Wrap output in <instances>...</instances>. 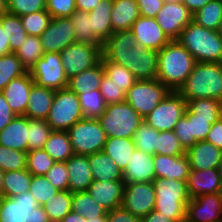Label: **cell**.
Instances as JSON below:
<instances>
[{
	"label": "cell",
	"instance_id": "6da1fadb",
	"mask_svg": "<svg viewBox=\"0 0 222 222\" xmlns=\"http://www.w3.org/2000/svg\"><path fill=\"white\" fill-rule=\"evenodd\" d=\"M102 57L125 66L137 80L157 79L158 51L137 44L131 30L112 33L103 43Z\"/></svg>",
	"mask_w": 222,
	"mask_h": 222
},
{
	"label": "cell",
	"instance_id": "7a4b0ae2",
	"mask_svg": "<svg viewBox=\"0 0 222 222\" xmlns=\"http://www.w3.org/2000/svg\"><path fill=\"white\" fill-rule=\"evenodd\" d=\"M196 61L177 40L158 51L157 79L171 91H178L193 70Z\"/></svg>",
	"mask_w": 222,
	"mask_h": 222
},
{
	"label": "cell",
	"instance_id": "3957f363",
	"mask_svg": "<svg viewBox=\"0 0 222 222\" xmlns=\"http://www.w3.org/2000/svg\"><path fill=\"white\" fill-rule=\"evenodd\" d=\"M177 92L186 102L198 98L222 101V63L196 62Z\"/></svg>",
	"mask_w": 222,
	"mask_h": 222
},
{
	"label": "cell",
	"instance_id": "277c9868",
	"mask_svg": "<svg viewBox=\"0 0 222 222\" xmlns=\"http://www.w3.org/2000/svg\"><path fill=\"white\" fill-rule=\"evenodd\" d=\"M196 62L222 63V37L219 31L204 28L191 21L176 39Z\"/></svg>",
	"mask_w": 222,
	"mask_h": 222
},
{
	"label": "cell",
	"instance_id": "5b68a950",
	"mask_svg": "<svg viewBox=\"0 0 222 222\" xmlns=\"http://www.w3.org/2000/svg\"><path fill=\"white\" fill-rule=\"evenodd\" d=\"M153 184L156 196L154 210L175 222H186L187 204L191 199L187 181L155 178Z\"/></svg>",
	"mask_w": 222,
	"mask_h": 222
},
{
	"label": "cell",
	"instance_id": "8992f818",
	"mask_svg": "<svg viewBox=\"0 0 222 222\" xmlns=\"http://www.w3.org/2000/svg\"><path fill=\"white\" fill-rule=\"evenodd\" d=\"M98 120L107 137L133 139L144 118L127 102H122L106 105Z\"/></svg>",
	"mask_w": 222,
	"mask_h": 222
},
{
	"label": "cell",
	"instance_id": "52a82bcc",
	"mask_svg": "<svg viewBox=\"0 0 222 222\" xmlns=\"http://www.w3.org/2000/svg\"><path fill=\"white\" fill-rule=\"evenodd\" d=\"M0 222H50L31 192L0 198Z\"/></svg>",
	"mask_w": 222,
	"mask_h": 222
},
{
	"label": "cell",
	"instance_id": "ba28073f",
	"mask_svg": "<svg viewBox=\"0 0 222 222\" xmlns=\"http://www.w3.org/2000/svg\"><path fill=\"white\" fill-rule=\"evenodd\" d=\"M83 118L79 98L74 91L68 87L55 91L52 107L46 118L52 131H67Z\"/></svg>",
	"mask_w": 222,
	"mask_h": 222
},
{
	"label": "cell",
	"instance_id": "9c48e42d",
	"mask_svg": "<svg viewBox=\"0 0 222 222\" xmlns=\"http://www.w3.org/2000/svg\"><path fill=\"white\" fill-rule=\"evenodd\" d=\"M67 132L76 155H90L102 151L107 140L106 133L98 119L83 118Z\"/></svg>",
	"mask_w": 222,
	"mask_h": 222
},
{
	"label": "cell",
	"instance_id": "30bf717a",
	"mask_svg": "<svg viewBox=\"0 0 222 222\" xmlns=\"http://www.w3.org/2000/svg\"><path fill=\"white\" fill-rule=\"evenodd\" d=\"M170 92L158 79L137 80L126 92L125 102L145 118Z\"/></svg>",
	"mask_w": 222,
	"mask_h": 222
},
{
	"label": "cell",
	"instance_id": "8fae6325",
	"mask_svg": "<svg viewBox=\"0 0 222 222\" xmlns=\"http://www.w3.org/2000/svg\"><path fill=\"white\" fill-rule=\"evenodd\" d=\"M187 102L177 91H171L144 121L157 131H171L185 115Z\"/></svg>",
	"mask_w": 222,
	"mask_h": 222
},
{
	"label": "cell",
	"instance_id": "7c38bea8",
	"mask_svg": "<svg viewBox=\"0 0 222 222\" xmlns=\"http://www.w3.org/2000/svg\"><path fill=\"white\" fill-rule=\"evenodd\" d=\"M60 57L65 74L69 79L95 66L102 57V48L98 45L75 42L62 50Z\"/></svg>",
	"mask_w": 222,
	"mask_h": 222
},
{
	"label": "cell",
	"instance_id": "4fadbf2b",
	"mask_svg": "<svg viewBox=\"0 0 222 222\" xmlns=\"http://www.w3.org/2000/svg\"><path fill=\"white\" fill-rule=\"evenodd\" d=\"M29 73L37 85L55 91L66 88L68 85V78L62 65L60 53H44Z\"/></svg>",
	"mask_w": 222,
	"mask_h": 222
},
{
	"label": "cell",
	"instance_id": "5bb4252c",
	"mask_svg": "<svg viewBox=\"0 0 222 222\" xmlns=\"http://www.w3.org/2000/svg\"><path fill=\"white\" fill-rule=\"evenodd\" d=\"M153 182H138L124 185L122 207L139 218L155 208Z\"/></svg>",
	"mask_w": 222,
	"mask_h": 222
},
{
	"label": "cell",
	"instance_id": "9a60e30c",
	"mask_svg": "<svg viewBox=\"0 0 222 222\" xmlns=\"http://www.w3.org/2000/svg\"><path fill=\"white\" fill-rule=\"evenodd\" d=\"M218 119L198 117L187 108L185 115L177 122L174 132L183 148L187 150L196 142L206 140L211 124Z\"/></svg>",
	"mask_w": 222,
	"mask_h": 222
},
{
	"label": "cell",
	"instance_id": "2e32d148",
	"mask_svg": "<svg viewBox=\"0 0 222 222\" xmlns=\"http://www.w3.org/2000/svg\"><path fill=\"white\" fill-rule=\"evenodd\" d=\"M39 38L44 53H60L68 45L77 42L69 17L52 18L49 26Z\"/></svg>",
	"mask_w": 222,
	"mask_h": 222
},
{
	"label": "cell",
	"instance_id": "e0dca14e",
	"mask_svg": "<svg viewBox=\"0 0 222 222\" xmlns=\"http://www.w3.org/2000/svg\"><path fill=\"white\" fill-rule=\"evenodd\" d=\"M192 17L193 14L182 2H164L155 19L169 38L176 40Z\"/></svg>",
	"mask_w": 222,
	"mask_h": 222
},
{
	"label": "cell",
	"instance_id": "ac0fdd59",
	"mask_svg": "<svg viewBox=\"0 0 222 222\" xmlns=\"http://www.w3.org/2000/svg\"><path fill=\"white\" fill-rule=\"evenodd\" d=\"M186 222H222L220 193L191 198L187 204Z\"/></svg>",
	"mask_w": 222,
	"mask_h": 222
},
{
	"label": "cell",
	"instance_id": "d6986e66",
	"mask_svg": "<svg viewBox=\"0 0 222 222\" xmlns=\"http://www.w3.org/2000/svg\"><path fill=\"white\" fill-rule=\"evenodd\" d=\"M131 31L137 44L146 49L160 51L171 41L155 18L140 16L133 23Z\"/></svg>",
	"mask_w": 222,
	"mask_h": 222
},
{
	"label": "cell",
	"instance_id": "ffe728a7",
	"mask_svg": "<svg viewBox=\"0 0 222 222\" xmlns=\"http://www.w3.org/2000/svg\"><path fill=\"white\" fill-rule=\"evenodd\" d=\"M29 71L25 74L12 79L1 91L6 98L11 110L16 115H24L27 110L29 93L34 84Z\"/></svg>",
	"mask_w": 222,
	"mask_h": 222
},
{
	"label": "cell",
	"instance_id": "44dd1931",
	"mask_svg": "<svg viewBox=\"0 0 222 222\" xmlns=\"http://www.w3.org/2000/svg\"><path fill=\"white\" fill-rule=\"evenodd\" d=\"M155 178L153 155L136 149L123 171L124 184L153 182Z\"/></svg>",
	"mask_w": 222,
	"mask_h": 222
},
{
	"label": "cell",
	"instance_id": "7402d4cb",
	"mask_svg": "<svg viewBox=\"0 0 222 222\" xmlns=\"http://www.w3.org/2000/svg\"><path fill=\"white\" fill-rule=\"evenodd\" d=\"M221 188L222 180L217 169H190L187 179V190L190 198L220 193Z\"/></svg>",
	"mask_w": 222,
	"mask_h": 222
},
{
	"label": "cell",
	"instance_id": "603a6c76",
	"mask_svg": "<svg viewBox=\"0 0 222 222\" xmlns=\"http://www.w3.org/2000/svg\"><path fill=\"white\" fill-rule=\"evenodd\" d=\"M153 161L156 178L187 181L190 165L186 154L178 156L155 154Z\"/></svg>",
	"mask_w": 222,
	"mask_h": 222
},
{
	"label": "cell",
	"instance_id": "cb8c5ba5",
	"mask_svg": "<svg viewBox=\"0 0 222 222\" xmlns=\"http://www.w3.org/2000/svg\"><path fill=\"white\" fill-rule=\"evenodd\" d=\"M124 185V181L93 180L87 191L98 204L109 211L122 206Z\"/></svg>",
	"mask_w": 222,
	"mask_h": 222
},
{
	"label": "cell",
	"instance_id": "d4e9b609",
	"mask_svg": "<svg viewBox=\"0 0 222 222\" xmlns=\"http://www.w3.org/2000/svg\"><path fill=\"white\" fill-rule=\"evenodd\" d=\"M190 169H217L222 159V151L206 140L196 142L186 150Z\"/></svg>",
	"mask_w": 222,
	"mask_h": 222
},
{
	"label": "cell",
	"instance_id": "484cf974",
	"mask_svg": "<svg viewBox=\"0 0 222 222\" xmlns=\"http://www.w3.org/2000/svg\"><path fill=\"white\" fill-rule=\"evenodd\" d=\"M66 166L69 172V191H87L93 182L88 155H72L67 161Z\"/></svg>",
	"mask_w": 222,
	"mask_h": 222
},
{
	"label": "cell",
	"instance_id": "4316f807",
	"mask_svg": "<svg viewBox=\"0 0 222 222\" xmlns=\"http://www.w3.org/2000/svg\"><path fill=\"white\" fill-rule=\"evenodd\" d=\"M28 131V117L16 115L15 118L0 131V145L22 152H28Z\"/></svg>",
	"mask_w": 222,
	"mask_h": 222
},
{
	"label": "cell",
	"instance_id": "83f0119b",
	"mask_svg": "<svg viewBox=\"0 0 222 222\" xmlns=\"http://www.w3.org/2000/svg\"><path fill=\"white\" fill-rule=\"evenodd\" d=\"M54 96L55 90L34 83L29 93L27 110L24 116L30 119L46 120L52 107Z\"/></svg>",
	"mask_w": 222,
	"mask_h": 222
},
{
	"label": "cell",
	"instance_id": "f1b7e54d",
	"mask_svg": "<svg viewBox=\"0 0 222 222\" xmlns=\"http://www.w3.org/2000/svg\"><path fill=\"white\" fill-rule=\"evenodd\" d=\"M140 17L136 0H113L111 24L113 33L131 30L133 23Z\"/></svg>",
	"mask_w": 222,
	"mask_h": 222
},
{
	"label": "cell",
	"instance_id": "f546056e",
	"mask_svg": "<svg viewBox=\"0 0 222 222\" xmlns=\"http://www.w3.org/2000/svg\"><path fill=\"white\" fill-rule=\"evenodd\" d=\"M113 0H100L98 5L89 12L91 31L104 43L113 33L111 24Z\"/></svg>",
	"mask_w": 222,
	"mask_h": 222
},
{
	"label": "cell",
	"instance_id": "4dcf8cb0",
	"mask_svg": "<svg viewBox=\"0 0 222 222\" xmlns=\"http://www.w3.org/2000/svg\"><path fill=\"white\" fill-rule=\"evenodd\" d=\"M93 180L123 181V171L103 151L88 155Z\"/></svg>",
	"mask_w": 222,
	"mask_h": 222
},
{
	"label": "cell",
	"instance_id": "1f68e13d",
	"mask_svg": "<svg viewBox=\"0 0 222 222\" xmlns=\"http://www.w3.org/2000/svg\"><path fill=\"white\" fill-rule=\"evenodd\" d=\"M104 74V67L100 60L95 66L69 78L67 87L77 95L89 92L92 89H100Z\"/></svg>",
	"mask_w": 222,
	"mask_h": 222
},
{
	"label": "cell",
	"instance_id": "d6a6232c",
	"mask_svg": "<svg viewBox=\"0 0 222 222\" xmlns=\"http://www.w3.org/2000/svg\"><path fill=\"white\" fill-rule=\"evenodd\" d=\"M135 150L136 146L133 139L119 137H107L102 149L112 158L121 171H124Z\"/></svg>",
	"mask_w": 222,
	"mask_h": 222
},
{
	"label": "cell",
	"instance_id": "836d02e7",
	"mask_svg": "<svg viewBox=\"0 0 222 222\" xmlns=\"http://www.w3.org/2000/svg\"><path fill=\"white\" fill-rule=\"evenodd\" d=\"M43 149L56 161L66 162L74 155L67 131H52Z\"/></svg>",
	"mask_w": 222,
	"mask_h": 222
},
{
	"label": "cell",
	"instance_id": "e575fe53",
	"mask_svg": "<svg viewBox=\"0 0 222 222\" xmlns=\"http://www.w3.org/2000/svg\"><path fill=\"white\" fill-rule=\"evenodd\" d=\"M32 176L27 169L5 172L3 179V196L14 197L28 192Z\"/></svg>",
	"mask_w": 222,
	"mask_h": 222
},
{
	"label": "cell",
	"instance_id": "d590c367",
	"mask_svg": "<svg viewBox=\"0 0 222 222\" xmlns=\"http://www.w3.org/2000/svg\"><path fill=\"white\" fill-rule=\"evenodd\" d=\"M2 28L9 40L10 52H15L25 41L28 34L22 25L20 16L5 12L0 16Z\"/></svg>",
	"mask_w": 222,
	"mask_h": 222
},
{
	"label": "cell",
	"instance_id": "8d00e7d4",
	"mask_svg": "<svg viewBox=\"0 0 222 222\" xmlns=\"http://www.w3.org/2000/svg\"><path fill=\"white\" fill-rule=\"evenodd\" d=\"M73 212L84 216L86 219L107 215V210L93 199L88 191L72 193Z\"/></svg>",
	"mask_w": 222,
	"mask_h": 222
},
{
	"label": "cell",
	"instance_id": "74e56055",
	"mask_svg": "<svg viewBox=\"0 0 222 222\" xmlns=\"http://www.w3.org/2000/svg\"><path fill=\"white\" fill-rule=\"evenodd\" d=\"M192 21L204 28L219 31L222 21V0H211L195 12Z\"/></svg>",
	"mask_w": 222,
	"mask_h": 222
},
{
	"label": "cell",
	"instance_id": "f35d334b",
	"mask_svg": "<svg viewBox=\"0 0 222 222\" xmlns=\"http://www.w3.org/2000/svg\"><path fill=\"white\" fill-rule=\"evenodd\" d=\"M42 207L50 222H60L72 209V192L58 191Z\"/></svg>",
	"mask_w": 222,
	"mask_h": 222
},
{
	"label": "cell",
	"instance_id": "ab89813d",
	"mask_svg": "<svg viewBox=\"0 0 222 222\" xmlns=\"http://www.w3.org/2000/svg\"><path fill=\"white\" fill-rule=\"evenodd\" d=\"M69 18L77 42L98 45L103 48V43L91 31L89 12L76 10Z\"/></svg>",
	"mask_w": 222,
	"mask_h": 222
},
{
	"label": "cell",
	"instance_id": "60d3db41",
	"mask_svg": "<svg viewBox=\"0 0 222 222\" xmlns=\"http://www.w3.org/2000/svg\"><path fill=\"white\" fill-rule=\"evenodd\" d=\"M23 67L30 71L35 63L44 55L39 36L28 35L24 43L14 52Z\"/></svg>",
	"mask_w": 222,
	"mask_h": 222
},
{
	"label": "cell",
	"instance_id": "b9f144b4",
	"mask_svg": "<svg viewBox=\"0 0 222 222\" xmlns=\"http://www.w3.org/2000/svg\"><path fill=\"white\" fill-rule=\"evenodd\" d=\"M78 98L84 118L98 119L106 109V103L99 89L79 93Z\"/></svg>",
	"mask_w": 222,
	"mask_h": 222
},
{
	"label": "cell",
	"instance_id": "7bdbcfd3",
	"mask_svg": "<svg viewBox=\"0 0 222 222\" xmlns=\"http://www.w3.org/2000/svg\"><path fill=\"white\" fill-rule=\"evenodd\" d=\"M27 70L15 53H7L0 57V92L14 78L25 74Z\"/></svg>",
	"mask_w": 222,
	"mask_h": 222
},
{
	"label": "cell",
	"instance_id": "ee69618b",
	"mask_svg": "<svg viewBox=\"0 0 222 222\" xmlns=\"http://www.w3.org/2000/svg\"><path fill=\"white\" fill-rule=\"evenodd\" d=\"M100 60L104 67L105 75L113 80V83L118 87H121L125 92H127L137 81L134 74L125 66L105 60L103 57H101Z\"/></svg>",
	"mask_w": 222,
	"mask_h": 222
},
{
	"label": "cell",
	"instance_id": "f6af8a7d",
	"mask_svg": "<svg viewBox=\"0 0 222 222\" xmlns=\"http://www.w3.org/2000/svg\"><path fill=\"white\" fill-rule=\"evenodd\" d=\"M158 134L159 131L143 121L134 133L133 141L136 149L147 154H157Z\"/></svg>",
	"mask_w": 222,
	"mask_h": 222
},
{
	"label": "cell",
	"instance_id": "bcb514c9",
	"mask_svg": "<svg viewBox=\"0 0 222 222\" xmlns=\"http://www.w3.org/2000/svg\"><path fill=\"white\" fill-rule=\"evenodd\" d=\"M28 151L43 149L44 144L48 140L51 127L46 120L28 118Z\"/></svg>",
	"mask_w": 222,
	"mask_h": 222
},
{
	"label": "cell",
	"instance_id": "7dc6e473",
	"mask_svg": "<svg viewBox=\"0 0 222 222\" xmlns=\"http://www.w3.org/2000/svg\"><path fill=\"white\" fill-rule=\"evenodd\" d=\"M187 108L198 117H222V101L211 98H198L187 101Z\"/></svg>",
	"mask_w": 222,
	"mask_h": 222
},
{
	"label": "cell",
	"instance_id": "c3c4849f",
	"mask_svg": "<svg viewBox=\"0 0 222 222\" xmlns=\"http://www.w3.org/2000/svg\"><path fill=\"white\" fill-rule=\"evenodd\" d=\"M56 161L44 150L27 152L26 169L36 176H44Z\"/></svg>",
	"mask_w": 222,
	"mask_h": 222
},
{
	"label": "cell",
	"instance_id": "681fc988",
	"mask_svg": "<svg viewBox=\"0 0 222 222\" xmlns=\"http://www.w3.org/2000/svg\"><path fill=\"white\" fill-rule=\"evenodd\" d=\"M20 19L28 35L41 36L49 26L52 16L44 9L20 16Z\"/></svg>",
	"mask_w": 222,
	"mask_h": 222
},
{
	"label": "cell",
	"instance_id": "f907efd6",
	"mask_svg": "<svg viewBox=\"0 0 222 222\" xmlns=\"http://www.w3.org/2000/svg\"><path fill=\"white\" fill-rule=\"evenodd\" d=\"M27 152L0 145V169L4 172L26 169Z\"/></svg>",
	"mask_w": 222,
	"mask_h": 222
},
{
	"label": "cell",
	"instance_id": "816d5d0a",
	"mask_svg": "<svg viewBox=\"0 0 222 222\" xmlns=\"http://www.w3.org/2000/svg\"><path fill=\"white\" fill-rule=\"evenodd\" d=\"M157 154L178 156L186 154L174 130L160 131L158 134Z\"/></svg>",
	"mask_w": 222,
	"mask_h": 222
},
{
	"label": "cell",
	"instance_id": "f5cc1de1",
	"mask_svg": "<svg viewBox=\"0 0 222 222\" xmlns=\"http://www.w3.org/2000/svg\"><path fill=\"white\" fill-rule=\"evenodd\" d=\"M29 191L38 204L43 206L47 200L58 193L59 190L56 189L45 176L33 175Z\"/></svg>",
	"mask_w": 222,
	"mask_h": 222
},
{
	"label": "cell",
	"instance_id": "db71d44e",
	"mask_svg": "<svg viewBox=\"0 0 222 222\" xmlns=\"http://www.w3.org/2000/svg\"><path fill=\"white\" fill-rule=\"evenodd\" d=\"M8 13L24 16L46 9V0H6Z\"/></svg>",
	"mask_w": 222,
	"mask_h": 222
},
{
	"label": "cell",
	"instance_id": "11a10c76",
	"mask_svg": "<svg viewBox=\"0 0 222 222\" xmlns=\"http://www.w3.org/2000/svg\"><path fill=\"white\" fill-rule=\"evenodd\" d=\"M44 176L59 191L69 190V172L66 162H55Z\"/></svg>",
	"mask_w": 222,
	"mask_h": 222
},
{
	"label": "cell",
	"instance_id": "9f6ffc18",
	"mask_svg": "<svg viewBox=\"0 0 222 222\" xmlns=\"http://www.w3.org/2000/svg\"><path fill=\"white\" fill-rule=\"evenodd\" d=\"M100 93L106 105L125 102L126 92L104 74L100 84Z\"/></svg>",
	"mask_w": 222,
	"mask_h": 222
},
{
	"label": "cell",
	"instance_id": "6f0895ef",
	"mask_svg": "<svg viewBox=\"0 0 222 222\" xmlns=\"http://www.w3.org/2000/svg\"><path fill=\"white\" fill-rule=\"evenodd\" d=\"M76 0H46V10L55 17H70L75 11Z\"/></svg>",
	"mask_w": 222,
	"mask_h": 222
},
{
	"label": "cell",
	"instance_id": "680465c9",
	"mask_svg": "<svg viewBox=\"0 0 222 222\" xmlns=\"http://www.w3.org/2000/svg\"><path fill=\"white\" fill-rule=\"evenodd\" d=\"M140 16L155 18L161 10L164 0H136Z\"/></svg>",
	"mask_w": 222,
	"mask_h": 222
},
{
	"label": "cell",
	"instance_id": "91938a15",
	"mask_svg": "<svg viewBox=\"0 0 222 222\" xmlns=\"http://www.w3.org/2000/svg\"><path fill=\"white\" fill-rule=\"evenodd\" d=\"M107 222H140L138 216L124 209L122 206L107 211Z\"/></svg>",
	"mask_w": 222,
	"mask_h": 222
},
{
	"label": "cell",
	"instance_id": "94428289",
	"mask_svg": "<svg viewBox=\"0 0 222 222\" xmlns=\"http://www.w3.org/2000/svg\"><path fill=\"white\" fill-rule=\"evenodd\" d=\"M16 114L6 101V98L0 92V131L3 130L14 118Z\"/></svg>",
	"mask_w": 222,
	"mask_h": 222
},
{
	"label": "cell",
	"instance_id": "6125c7cd",
	"mask_svg": "<svg viewBox=\"0 0 222 222\" xmlns=\"http://www.w3.org/2000/svg\"><path fill=\"white\" fill-rule=\"evenodd\" d=\"M206 141L215 145L222 151V117H220L215 123L211 124Z\"/></svg>",
	"mask_w": 222,
	"mask_h": 222
},
{
	"label": "cell",
	"instance_id": "be15d7a7",
	"mask_svg": "<svg viewBox=\"0 0 222 222\" xmlns=\"http://www.w3.org/2000/svg\"><path fill=\"white\" fill-rule=\"evenodd\" d=\"M140 222H175V221L165 216L164 213H160L153 209L146 216L141 217Z\"/></svg>",
	"mask_w": 222,
	"mask_h": 222
},
{
	"label": "cell",
	"instance_id": "e7e4bbea",
	"mask_svg": "<svg viewBox=\"0 0 222 222\" xmlns=\"http://www.w3.org/2000/svg\"><path fill=\"white\" fill-rule=\"evenodd\" d=\"M100 0H76V10L90 12L99 3Z\"/></svg>",
	"mask_w": 222,
	"mask_h": 222
},
{
	"label": "cell",
	"instance_id": "03108f58",
	"mask_svg": "<svg viewBox=\"0 0 222 222\" xmlns=\"http://www.w3.org/2000/svg\"><path fill=\"white\" fill-rule=\"evenodd\" d=\"M211 0H182V3L194 14Z\"/></svg>",
	"mask_w": 222,
	"mask_h": 222
},
{
	"label": "cell",
	"instance_id": "003e7915",
	"mask_svg": "<svg viewBox=\"0 0 222 222\" xmlns=\"http://www.w3.org/2000/svg\"><path fill=\"white\" fill-rule=\"evenodd\" d=\"M0 52L4 55L10 52V47H9V40L7 38L6 33L4 32L2 28V24L0 21Z\"/></svg>",
	"mask_w": 222,
	"mask_h": 222
},
{
	"label": "cell",
	"instance_id": "a7ac6f4b",
	"mask_svg": "<svg viewBox=\"0 0 222 222\" xmlns=\"http://www.w3.org/2000/svg\"><path fill=\"white\" fill-rule=\"evenodd\" d=\"M60 222H86V218L71 210Z\"/></svg>",
	"mask_w": 222,
	"mask_h": 222
},
{
	"label": "cell",
	"instance_id": "89a4df30",
	"mask_svg": "<svg viewBox=\"0 0 222 222\" xmlns=\"http://www.w3.org/2000/svg\"><path fill=\"white\" fill-rule=\"evenodd\" d=\"M86 222H107L106 215L86 219Z\"/></svg>",
	"mask_w": 222,
	"mask_h": 222
},
{
	"label": "cell",
	"instance_id": "2644e50d",
	"mask_svg": "<svg viewBox=\"0 0 222 222\" xmlns=\"http://www.w3.org/2000/svg\"><path fill=\"white\" fill-rule=\"evenodd\" d=\"M5 172L0 169V198L3 197V179Z\"/></svg>",
	"mask_w": 222,
	"mask_h": 222
},
{
	"label": "cell",
	"instance_id": "8c879c8a",
	"mask_svg": "<svg viewBox=\"0 0 222 222\" xmlns=\"http://www.w3.org/2000/svg\"><path fill=\"white\" fill-rule=\"evenodd\" d=\"M7 12L6 0H0V16Z\"/></svg>",
	"mask_w": 222,
	"mask_h": 222
},
{
	"label": "cell",
	"instance_id": "753ad0ef",
	"mask_svg": "<svg viewBox=\"0 0 222 222\" xmlns=\"http://www.w3.org/2000/svg\"><path fill=\"white\" fill-rule=\"evenodd\" d=\"M217 170H218V173H219V175L221 177V180H222V159H221V161H220V163L218 165Z\"/></svg>",
	"mask_w": 222,
	"mask_h": 222
},
{
	"label": "cell",
	"instance_id": "34e18365",
	"mask_svg": "<svg viewBox=\"0 0 222 222\" xmlns=\"http://www.w3.org/2000/svg\"><path fill=\"white\" fill-rule=\"evenodd\" d=\"M165 2H182V0H165Z\"/></svg>",
	"mask_w": 222,
	"mask_h": 222
},
{
	"label": "cell",
	"instance_id": "11e5206c",
	"mask_svg": "<svg viewBox=\"0 0 222 222\" xmlns=\"http://www.w3.org/2000/svg\"><path fill=\"white\" fill-rule=\"evenodd\" d=\"M219 34H220L221 37H222V21H221V25H220V28H219Z\"/></svg>",
	"mask_w": 222,
	"mask_h": 222
},
{
	"label": "cell",
	"instance_id": "2a66077c",
	"mask_svg": "<svg viewBox=\"0 0 222 222\" xmlns=\"http://www.w3.org/2000/svg\"><path fill=\"white\" fill-rule=\"evenodd\" d=\"M220 196H221V200H222V188H221V191H220Z\"/></svg>",
	"mask_w": 222,
	"mask_h": 222
}]
</instances>
